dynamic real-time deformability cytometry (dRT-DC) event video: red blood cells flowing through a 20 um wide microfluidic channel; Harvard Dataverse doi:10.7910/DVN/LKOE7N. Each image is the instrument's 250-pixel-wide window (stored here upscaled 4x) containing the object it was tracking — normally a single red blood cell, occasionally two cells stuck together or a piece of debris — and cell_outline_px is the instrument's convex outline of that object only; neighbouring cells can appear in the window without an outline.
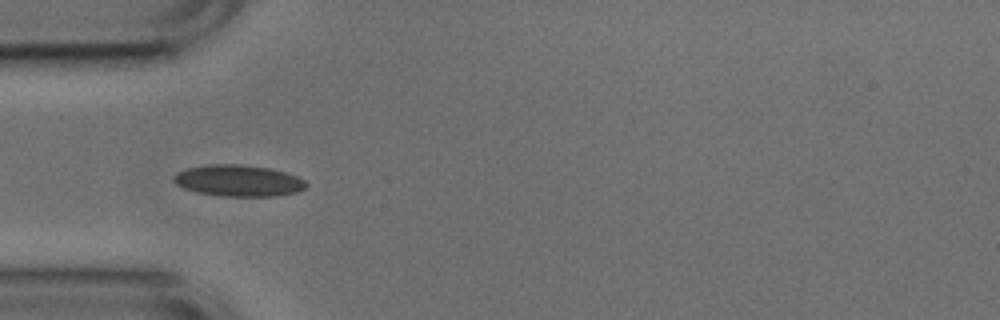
{"species": "common noctule bat (a hibernating species)", "species_latin": "Nyctalus noctula", "temperature_condition": "cold", "stored_images_in_passage": 38, "camera_frame_rate_fps": 3000, "um_per_image_px": 0.085, "animal": {"sex": "male", "body_mass_g": 17.9, "forearm_length_mm": 54.2}, "frame": {"image": 1, "passage_image": 1, "time_ms": 0.0, "image_size_px": [1000, 320], "cell_outline_px": [[308, 184], [304, 188], [296, 192], [276, 196], [224, 196], [196, 192], [184, 188], [176, 184], [172, 180], [172, 176], [176, 172], [188, 168], [208, 164], [244, 164], [268, 168], [284, 172], [296, 176], [304, 180]], "centroid_in_image_um": [20.23, 15.35], "position_along_channel_um": 64.8, "area_um2": 24.28}}
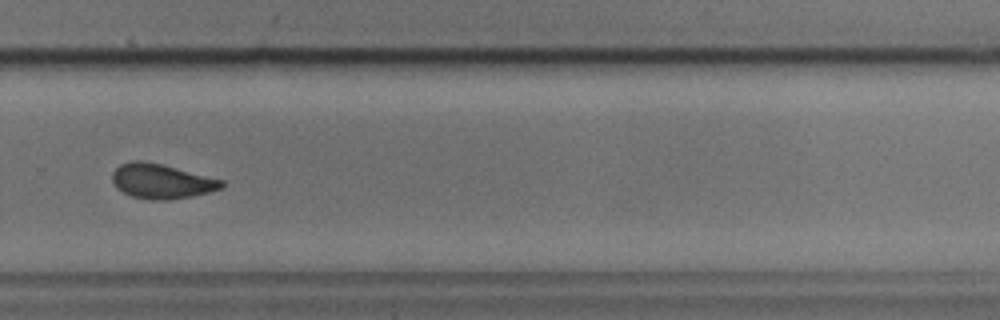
{"frame": {"image": 2, "passage_image": 21, "time_ms": 6.667, "image_size_px": [1000, 320], "cell_outline_px": [[224, 184], [220, 188], [208, 192], [192, 196], [164, 200], [152, 200], [132, 196], [116, 188], [112, 180], [112, 172], [120, 164], [132, 160], [144, 160], [224, 180]], "centroid_in_image_um": [13.69, 15.4], "position_along_channel_um": 316.1, "area_um2": 21.91}}
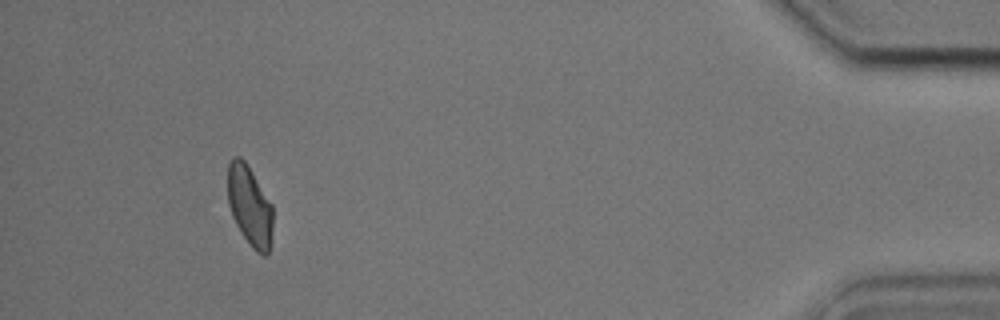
{"frame": {"image": 3, "passage_image": 34, "time_ms": 11.0, "image_size_px": [1000, 320], "cell_outline_px": [[272, 244], [268, 252], [264, 256], [256, 252], [252, 248], [240, 232], [232, 216], [228, 204], [228, 164], [232, 156], [240, 156], [244, 160], [272, 204]], "centroid_in_image_um": [21.22, 17.53], "position_along_channel_um": 414.0, "area_um2": 21.21}, "authors_computed_cell_mechanics": {"area_um2": 22.0507, "velocity_mm_per_s": 3.7763, "shape_relaxation_time_tau1_ms": 4.0444, "shape_relaxation_time_tau2_ms": 1.4715, "deformation_change_tau1": 0.1129, "deformation_change_tau2": 0.07}}